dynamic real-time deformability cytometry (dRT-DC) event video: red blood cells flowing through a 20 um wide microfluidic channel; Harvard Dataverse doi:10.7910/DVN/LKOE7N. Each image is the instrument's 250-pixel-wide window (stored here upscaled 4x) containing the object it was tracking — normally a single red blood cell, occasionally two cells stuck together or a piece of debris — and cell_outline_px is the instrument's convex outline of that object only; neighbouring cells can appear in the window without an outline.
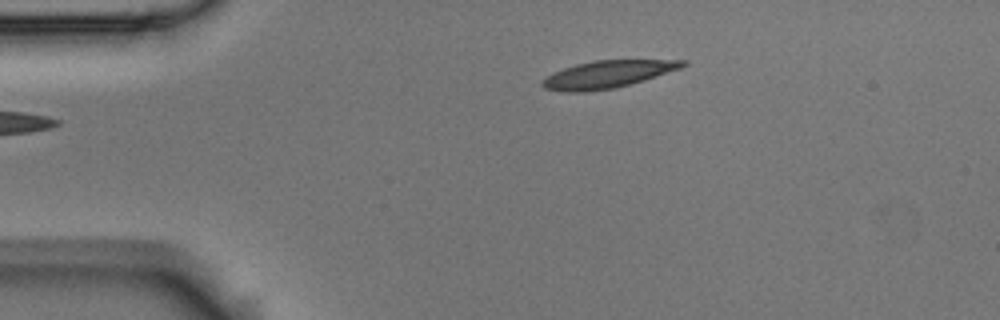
{"species": "Egyptian fruit bat (a non-hibernating species)", "species_latin": "Rousettus aegyptiacus", "temperature_condition": "room temperature", "stored_images_in_passage": 5, "camera_frame_rate_fps": 3000, "um_per_image_px": 0.085, "animal": {"sex": "male"}, "frame": {"image": 1, "passage_image": 5, "time_ms": 1.333, "image_size_px": [1000, 320], "cell_outline_px": [[688, 64], [680, 68], [644, 80], [616, 88], [584, 92], [564, 92], [544, 88], [540, 84], [552, 72], [576, 64], [596, 60], [688, 60]], "centroid_in_image_um": [51.63, 6.32], "position_along_channel_um": 33.4, "area_um2": 22.25}}